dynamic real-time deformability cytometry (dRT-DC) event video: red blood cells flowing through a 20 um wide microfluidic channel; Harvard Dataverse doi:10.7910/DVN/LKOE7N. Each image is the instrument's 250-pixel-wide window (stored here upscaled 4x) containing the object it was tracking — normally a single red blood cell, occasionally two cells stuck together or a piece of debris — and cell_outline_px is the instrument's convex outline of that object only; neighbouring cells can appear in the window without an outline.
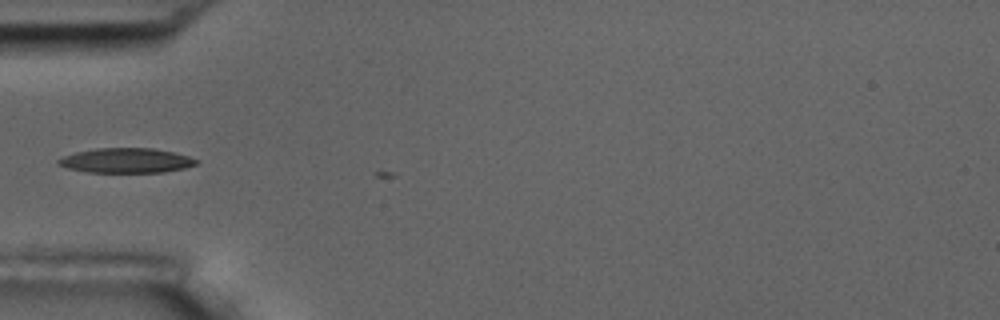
{"species": "common noctule bat (a hibernating species)", "species_latin": "Nyctalus noctula", "temperature_condition": "room temperature", "stored_images_in_passage": 4, "camera_frame_rate_fps": 3000, "um_per_image_px": 0.085, "animal": {"sex": "male", "body_mass_g": 17.5, "forearm_length_mm": 52.3}, "frame": {"image": 1, "passage_image": 3, "time_ms": 0.667, "image_size_px": [1000, 320], "cell_outline_px": [[200, 160], [196, 164], [184, 168], [164, 172], [88, 172], [68, 168], [56, 164], [56, 160], [64, 156], [76, 152], [96, 148], [152, 148], [172, 152], [188, 156]], "centroid_in_image_um": [10.71, 13.64], "position_along_channel_um": 74.3, "area_um2": 19.83}}